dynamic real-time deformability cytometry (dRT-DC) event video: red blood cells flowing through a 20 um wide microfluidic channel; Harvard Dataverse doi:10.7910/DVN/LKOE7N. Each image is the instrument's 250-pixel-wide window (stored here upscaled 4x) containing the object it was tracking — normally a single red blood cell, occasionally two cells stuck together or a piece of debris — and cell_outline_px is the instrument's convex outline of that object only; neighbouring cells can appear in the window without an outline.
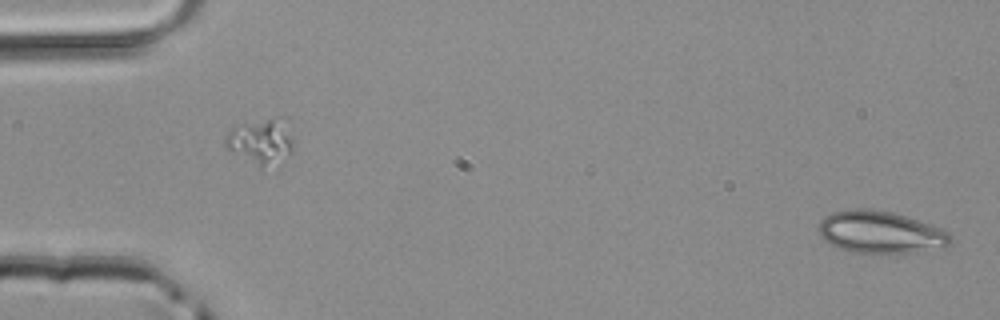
{"species": "common noctule bat (a hibernating species)", "species_latin": "Nyctalus noctula", "temperature_condition": "room temperature", "stored_images_in_passage": 48, "camera_frame_rate_fps": 3000, "um_per_image_px": 0.085, "animal": {"sex": "male", "body_mass_g": 20.4}, "frame": {"image": 1, "passage_image": 1, "time_ms": 0.0, "image_size_px": [1000, 320], "cell_outline_px": [[952, 240], [944, 248], [916, 252], [880, 256], [852, 252], [840, 248], [824, 240], [820, 236], [820, 220], [824, 216], [832, 212], [852, 208], [864, 208], [892, 212], [908, 216], [940, 228], [948, 232], [952, 236]], "centroid_in_image_um": [74.86, 19.77], "position_along_channel_um": 10.1, "area_um2": 33.23}}
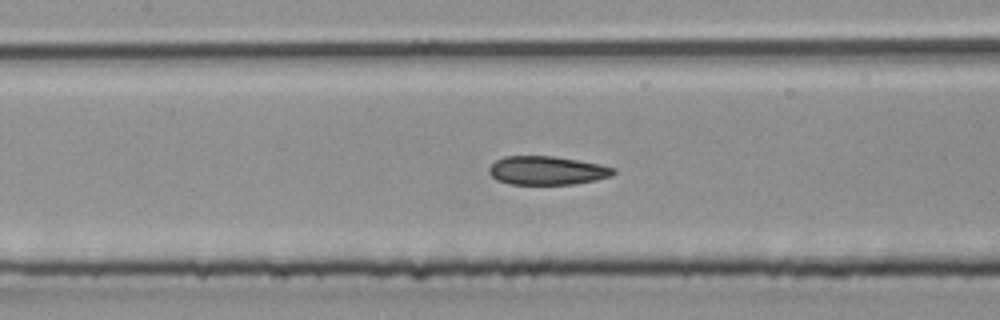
{"frame": {"image": 2, "passage_image": 22, "time_ms": 7.0, "image_size_px": [1000, 320], "cell_outline_px": [[616, 172], [612, 176], [596, 180], [572, 184], [508, 184], [496, 180], [488, 172], [488, 168], [496, 160], [504, 156], [552, 156], [600, 164], [616, 168]], "centroid_in_image_um": [46.49, 14.49], "position_along_channel_um": 160.9, "area_um2": 20.81}}
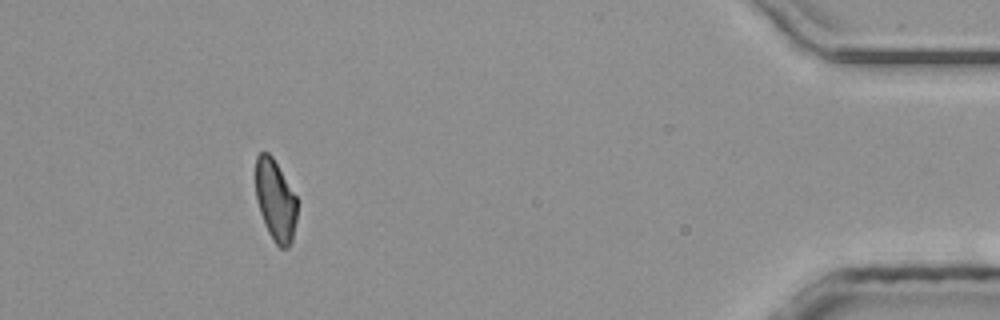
{"frame": {"image": 3, "passage_image": 44, "time_ms": 14.333, "image_size_px": [1000, 320], "cell_outline_px": [[296, 220], [292, 240], [288, 248], [280, 248], [272, 240], [264, 224], [260, 212], [256, 196], [256, 156], [260, 152], [268, 152], [272, 156], [296, 196]], "centroid_in_image_um": [23.4, 17.05], "position_along_channel_um": 411.8, "area_um2": 19.54}}